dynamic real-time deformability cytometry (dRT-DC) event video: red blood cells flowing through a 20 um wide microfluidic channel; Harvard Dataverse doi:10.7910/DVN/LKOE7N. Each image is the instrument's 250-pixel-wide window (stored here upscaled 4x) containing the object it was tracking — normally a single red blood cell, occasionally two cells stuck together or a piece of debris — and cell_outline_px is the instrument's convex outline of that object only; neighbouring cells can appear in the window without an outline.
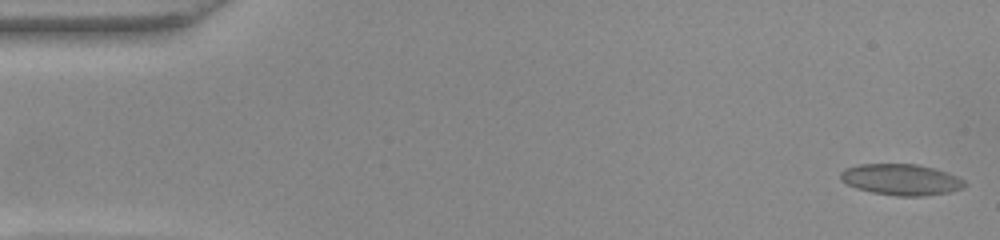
{"species": "common noctule bat (a hibernating species)", "species_latin": "Nyctalus noctula", "temperature_condition": "warm", "stored_images_in_passage": 52, "camera_frame_rate_fps": 3000, "um_per_image_px": 0.085, "animal": {"sex": "female", "body_mass_g": 22.0, "forearm_length_mm": 56.7}, "frame": {"image": 1, "passage_image": 1, "time_ms": 0.0, "image_size_px": [1000, 240], "cell_outline_px": [[968, 184], [964, 188], [948, 192], [924, 196], [896, 196], [872, 192], [856, 188], [840, 180], [840, 172], [844, 168], [860, 164], [920, 164], [948, 172], [964, 180]], "centroid_in_image_um": [76.61, 15.26], "position_along_channel_um": 8.4, "area_um2": 22.72}}
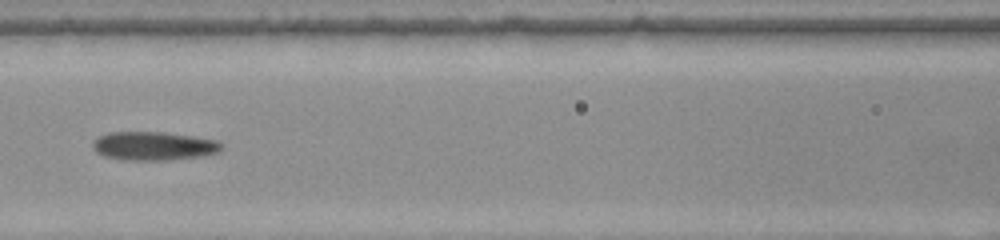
{"frame": {"image": 2, "passage_image": 23, "time_ms": 7.333, "image_size_px": [1000, 240], "cell_outline_px": [[224, 148], [216, 152], [204, 156], [164, 160], [124, 160], [104, 156], [96, 152], [92, 148], [92, 144], [100, 136], [112, 132], [164, 132], [192, 136], [216, 140], [224, 144]], "centroid_in_image_um": [13.09, 12.41], "position_along_channel_um": 153.5, "area_um2": 21.44}}
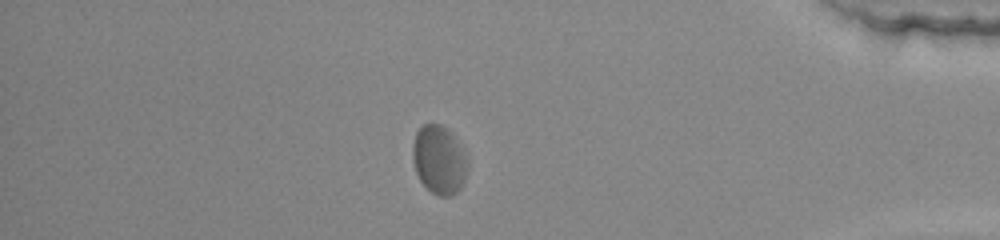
{"frame": {"image": 3, "passage_image": 45, "time_ms": 14.667, "image_size_px": [1000, 240], "cell_outline_px": [[468, 164], [464, 184], [452, 196], [440, 196], [432, 192], [420, 180], [416, 172], [412, 160], [412, 144], [416, 132], [424, 124], [440, 124], [448, 128], [452, 132]], "centroid_in_image_um": [37.3, 13.58], "position_along_channel_um": 397.9, "area_um2": 21.85}, "authors_computed_cell_mechanics": {"area_um2": 21.4438, "velocity_mm_per_s": 3.8343, "shape_relaxation_time_tau1_ms": null, "shape_relaxation_time_tau2_ms": 2.2039, "deformation_change_tau1": null, "deformation_change_tau2": 0.0686}}